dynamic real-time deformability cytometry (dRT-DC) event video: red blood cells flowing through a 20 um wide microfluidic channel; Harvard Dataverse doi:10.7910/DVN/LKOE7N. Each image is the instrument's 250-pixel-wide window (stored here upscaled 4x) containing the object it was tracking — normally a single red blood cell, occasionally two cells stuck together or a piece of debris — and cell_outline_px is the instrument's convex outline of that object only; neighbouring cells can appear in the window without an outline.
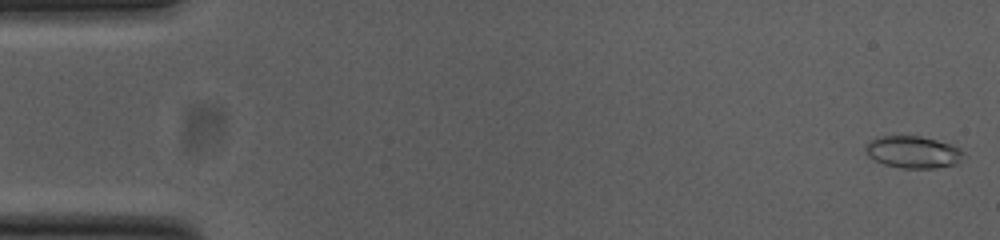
{"species": "common noctule bat (a hibernating species)", "species_latin": "Nyctalus noctula", "temperature_condition": "cold", "stored_images_in_passage": 9, "camera_frame_rate_fps": 3000, "um_per_image_px": 0.085, "animal": {"sex": "female", "body_mass_g": 23.0, "forearm_length_mm": 53.4}, "frame": {"image": 1, "passage_image": 1, "time_ms": 0.0, "image_size_px": [1000, 240], "cell_outline_px": [[968, 156], [964, 160], [956, 164], [936, 168], [900, 168], [884, 164], [868, 156], [864, 152], [864, 148], [868, 140], [880, 136], [920, 136], [952, 144], [960, 148]], "centroid_in_image_um": [77.65, 12.93], "position_along_channel_um": 7.4, "area_um2": 18.73}}